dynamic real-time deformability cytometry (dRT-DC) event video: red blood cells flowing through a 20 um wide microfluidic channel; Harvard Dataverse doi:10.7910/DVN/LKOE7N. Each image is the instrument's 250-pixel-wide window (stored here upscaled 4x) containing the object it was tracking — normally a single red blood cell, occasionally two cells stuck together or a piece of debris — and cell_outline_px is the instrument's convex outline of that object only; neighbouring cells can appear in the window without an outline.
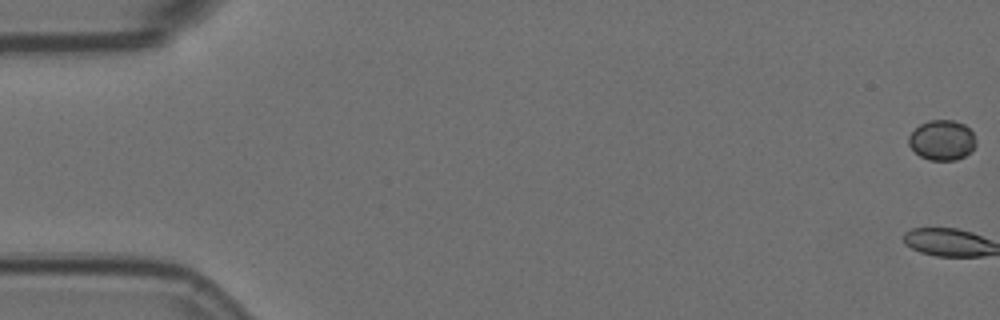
{"species": "Egyptian fruit bat (a non-hibernating species)", "species_latin": "Rousettus aegyptiacus", "temperature_condition": "room temperature", "stored_images_in_passage": 16, "camera_frame_rate_fps": 3000, "um_per_image_px": 0.085, "animal": {"sex": "female"}, "frame": {"image": 1, "passage_image": 1, "time_ms": 0.0, "image_size_px": [1000, 320], "cell_outline_px": [[976, 144], [964, 156], [956, 160], [928, 160], [920, 156], [908, 144], [908, 136], [920, 124], [928, 120], [952, 120], [964, 124], [972, 132], [976, 140]], "centroid_in_image_um": [80.05, 11.91], "position_along_channel_um": 4.9, "area_um2": 15.61}}